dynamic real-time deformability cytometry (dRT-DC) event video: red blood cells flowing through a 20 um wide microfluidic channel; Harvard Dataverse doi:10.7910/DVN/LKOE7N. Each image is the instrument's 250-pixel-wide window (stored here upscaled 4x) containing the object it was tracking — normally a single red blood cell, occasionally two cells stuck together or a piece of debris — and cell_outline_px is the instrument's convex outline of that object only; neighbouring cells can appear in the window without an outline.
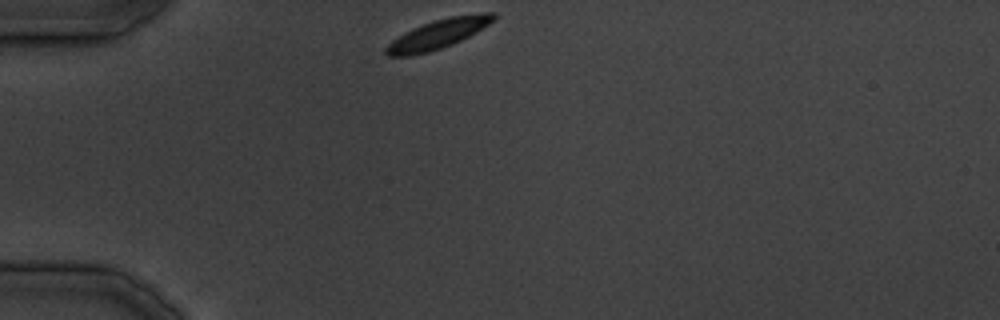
{"species": "common noctule bat (a hibernating species)", "species_latin": "Nyctalus noctula", "temperature_condition": "cold", "stored_images_in_passage": 25, "camera_frame_rate_fps": 3000, "um_per_image_px": 0.085, "animal": {"sex": "male", "body_mass_g": 19.5, "forearm_length_mm": 54.6}, "frame": {"image": 1, "passage_image": 1, "time_ms": 0.0, "image_size_px": [1000, 320], "cell_outline_px": [[496, 16], [488, 24], [476, 32], [452, 44], [428, 52], [408, 56], [388, 56], [384, 52], [384, 48], [392, 40], [404, 32], [412, 28], [436, 20], [452, 16], [484, 12], [496, 12]], "centroid_in_image_um": [37.2, 2.9], "position_along_channel_um": 47.8, "area_um2": 18.03}}
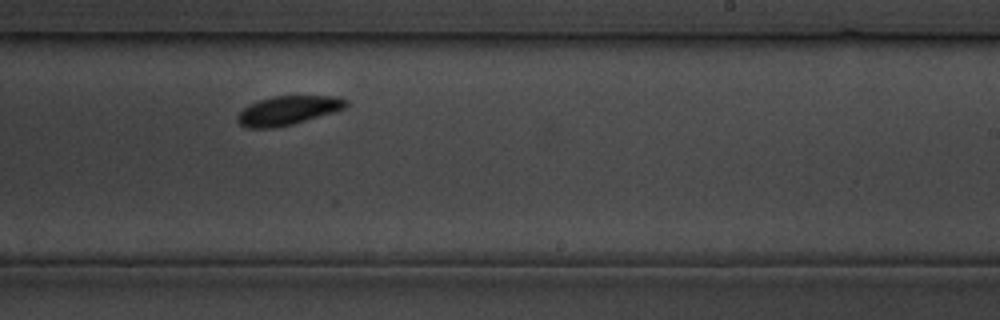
{"frame": {"image": 2, "passage_image": 15, "time_ms": 17.0, "image_size_px": [1000, 320], "cell_outline_px": [[348, 104], [344, 108], [332, 112], [292, 124], [276, 128], [248, 128], [240, 124], [236, 120], [236, 116], [244, 108], [260, 100], [272, 96], [336, 96], [348, 100]], "centroid_in_image_um": [24.46, 9.39], "position_along_channel_um": 264.5, "area_um2": 18.09}}
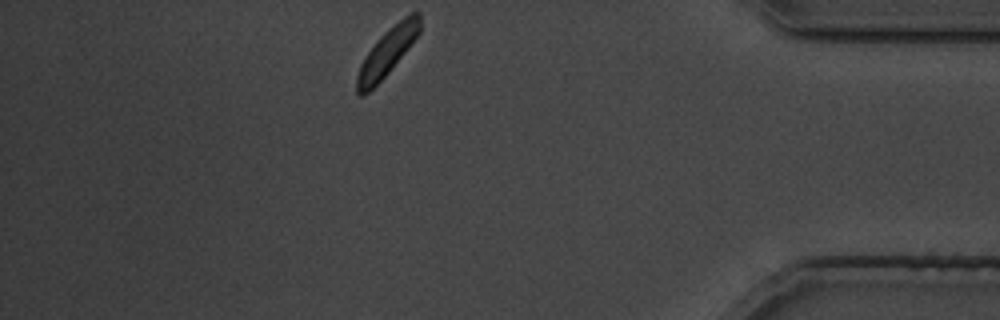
{"frame": {"image": 3, "passage_image": 25, "time_ms": 29.0, "image_size_px": [1000, 320], "cell_outline_px": [[420, 32], [388, 72], [364, 96], [360, 96], [356, 92], [356, 76], [360, 64], [376, 40], [388, 28], [404, 16], [412, 12], [420, 12]], "centroid_in_image_um": [32.88, 4.41], "position_along_channel_um": 402.3, "area_um2": 17.05}}